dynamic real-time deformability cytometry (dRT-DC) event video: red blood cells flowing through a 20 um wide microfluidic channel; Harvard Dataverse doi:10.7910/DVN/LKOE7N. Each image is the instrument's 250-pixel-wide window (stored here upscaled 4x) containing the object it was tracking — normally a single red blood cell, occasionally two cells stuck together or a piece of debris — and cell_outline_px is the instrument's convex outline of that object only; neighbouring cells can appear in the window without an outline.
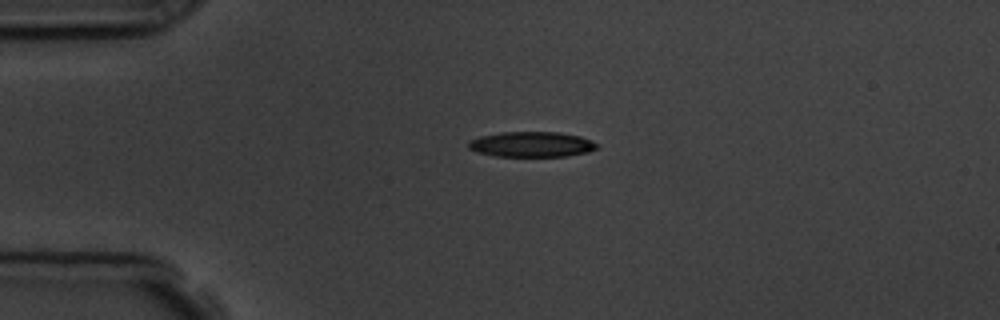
{"species": "common noctule bat (a hibernating species)", "species_latin": "Nyctalus noctula", "temperature_condition": "room temperature", "stored_images_in_passage": 3, "camera_frame_rate_fps": 3000, "um_per_image_px": 0.085, "animal": {"sex": "male", "body_mass_g": 19.5, "forearm_length_mm": 54.6}, "frame": {"image": 1, "passage_image": 2, "time_ms": 1.0, "image_size_px": [1000, 320], "cell_outline_px": [[600, 148], [588, 152], [568, 156], [492, 156], [476, 152], [468, 148], [468, 140], [480, 136], [500, 132], [560, 132], [580, 136], [592, 140], [600, 144]], "centroid_in_image_um": [45.21, 12.27], "position_along_channel_um": 39.8, "area_um2": 19.31}}